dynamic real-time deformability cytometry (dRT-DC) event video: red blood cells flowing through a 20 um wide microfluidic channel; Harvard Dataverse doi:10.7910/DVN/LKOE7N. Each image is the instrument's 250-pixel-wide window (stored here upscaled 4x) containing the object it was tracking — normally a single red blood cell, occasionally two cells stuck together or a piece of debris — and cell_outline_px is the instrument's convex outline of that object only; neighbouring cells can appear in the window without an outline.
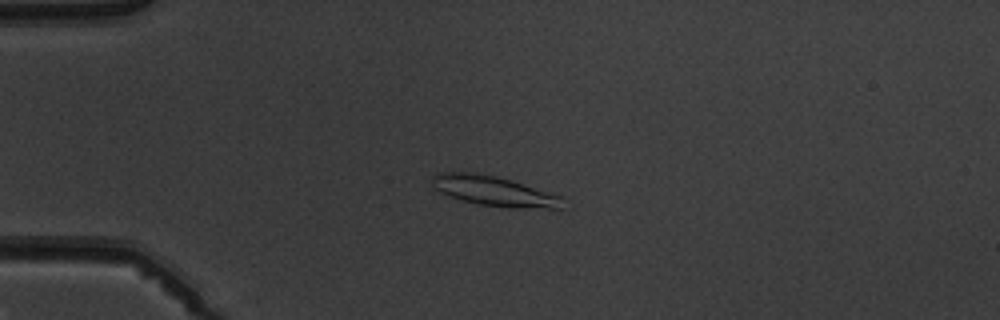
{"species": "common noctule bat (a hibernating species)", "species_latin": "Nyctalus noctula", "temperature_condition": "warm", "stored_images_in_passage": 5, "camera_frame_rate_fps": 3000, "um_per_image_px": 0.085, "animal": {"sex": "male", "body_mass_g": 19.5, "forearm_length_mm": 54.6}, "frame": {"image": 1, "passage_image": 3, "time_ms": 2.333, "image_size_px": [1000, 320], "cell_outline_px": [[564, 196], [560, 208], [504, 208], [480, 204], [464, 200], [440, 192], [432, 188], [432, 176], [436, 172], [472, 172], [496, 176], [512, 180]], "centroid_in_image_um": [42.0, 16.23], "position_along_channel_um": 43.0, "area_um2": 22.89}}